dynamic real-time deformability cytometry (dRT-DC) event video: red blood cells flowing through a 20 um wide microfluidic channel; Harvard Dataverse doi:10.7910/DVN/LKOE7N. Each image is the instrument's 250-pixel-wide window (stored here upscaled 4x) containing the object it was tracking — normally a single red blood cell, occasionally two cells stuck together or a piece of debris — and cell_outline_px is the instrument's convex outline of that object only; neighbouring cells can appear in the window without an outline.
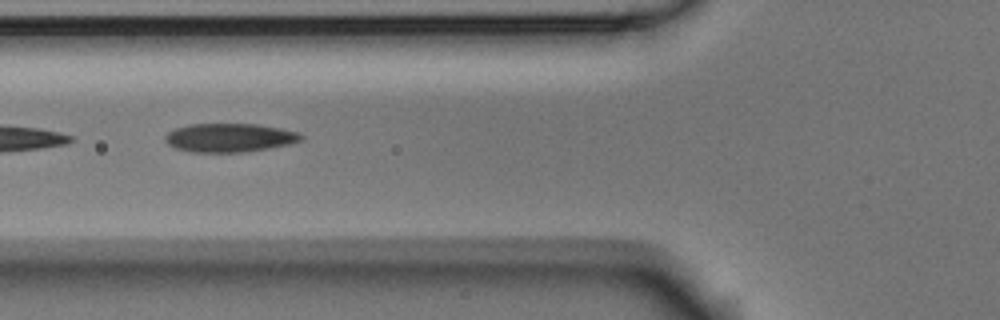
{"species": "Egyptian fruit bat (a non-hibernating species)", "species_latin": "Rousettus aegyptiacus", "temperature_condition": "room temperature", "stored_images_in_passage": 9, "camera_frame_rate_fps": 3000, "um_per_image_px": 0.085, "animal": {"sex": "male"}, "frame": {"image": 1, "passage_image": 5, "time_ms": 1.333, "image_size_px": [1000, 320], "cell_outline_px": [[304, 140], [288, 144], [268, 148], [240, 152], [192, 152], [176, 148], [168, 144], [164, 140], [164, 136], [168, 132], [176, 128], [188, 124], [260, 124], [300, 132], [304, 136]], "centroid_in_image_um": [19.53, 11.69], "position_along_channel_um": 106.3, "area_um2": 22.77}}
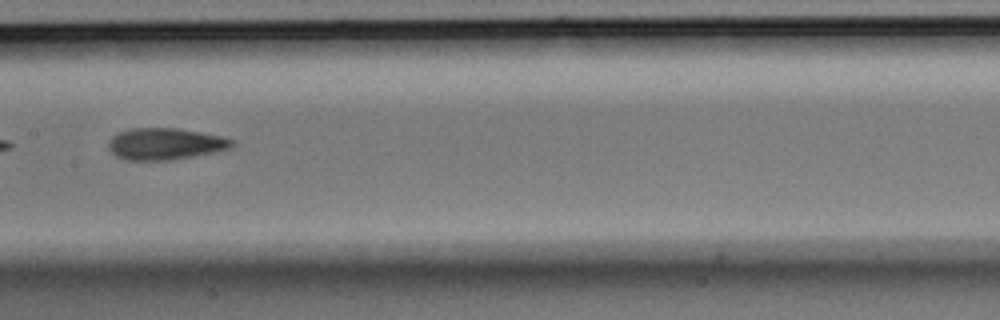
{"frame": {"image": 2, "passage_image": 7, "time_ms": 2.0, "image_size_px": [1000, 320], "cell_outline_px": [[236, 144], [232, 148], [216, 152], [172, 160], [128, 160], [116, 156], [108, 148], [108, 140], [116, 132], [128, 128], [176, 128], [200, 132], [220, 136], [236, 140]], "centroid_in_image_um": [14.05, 12.22], "position_along_channel_um": 193.4, "area_um2": 23.12}}
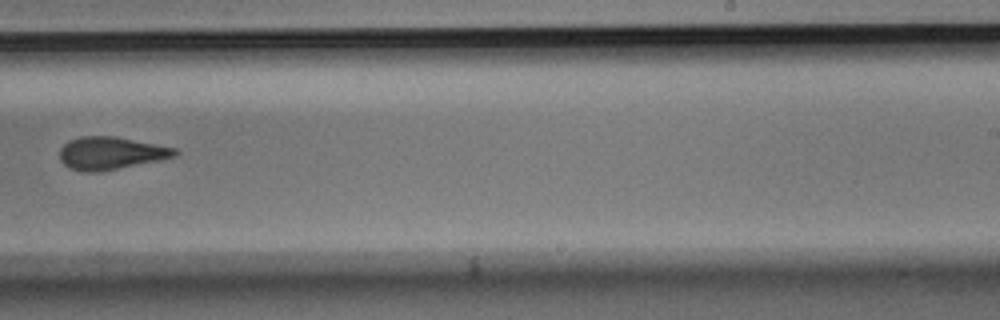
{"frame": {"image": 3, "passage_image": 9, "time_ms": 2.667, "image_size_px": [1000, 320], "cell_outline_px": [[180, 152], [176, 156], [160, 160], [100, 172], [84, 172], [68, 168], [60, 160], [60, 148], [68, 140], [80, 136], [112, 136], [176, 148]], "centroid_in_image_um": [9.39, 13.03], "position_along_channel_um": 279.6, "area_um2": 21.96}}